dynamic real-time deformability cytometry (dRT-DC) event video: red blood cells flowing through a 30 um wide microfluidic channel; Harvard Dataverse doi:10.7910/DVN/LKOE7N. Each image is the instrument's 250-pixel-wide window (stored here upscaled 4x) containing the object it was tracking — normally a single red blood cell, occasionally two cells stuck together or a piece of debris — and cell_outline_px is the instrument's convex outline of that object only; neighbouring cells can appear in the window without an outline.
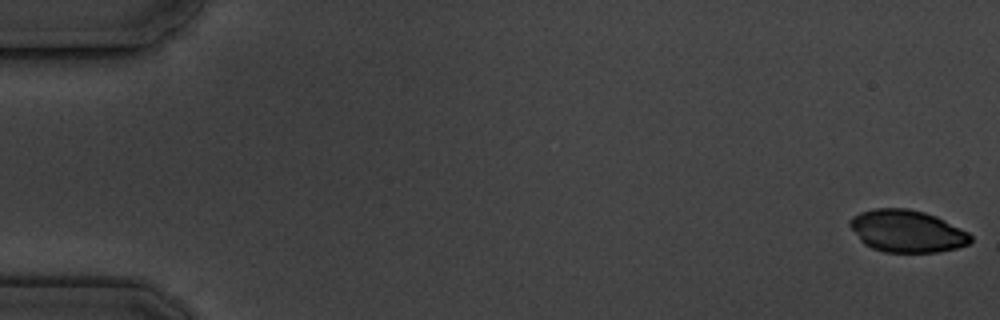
{"species": "common noctule bat (a hibernating species)", "species_latin": "Nyctalus noctula", "temperature_condition": "cold", "stored_images_in_passage": 6, "camera_frame_rate_fps": 3000, "um_per_image_px": 0.085, "animal": {"sex": "male", "body_mass_g": 19.5, "forearm_length_mm": 54.6}, "frame": {"image": 1, "passage_image": 1, "time_ms": 0.0, "image_size_px": [1000, 320], "cell_outline_px": [[972, 240], [968, 244], [956, 248], [936, 252], [884, 252], [872, 248], [864, 244], [860, 240], [848, 224], [848, 220], [852, 216], [860, 212], [876, 208], [908, 208], [924, 212], [936, 216], [968, 232], [972, 236]], "centroid_in_image_um": [77.06, 19.64], "position_along_channel_um": 7.9, "area_um2": 29.71}}